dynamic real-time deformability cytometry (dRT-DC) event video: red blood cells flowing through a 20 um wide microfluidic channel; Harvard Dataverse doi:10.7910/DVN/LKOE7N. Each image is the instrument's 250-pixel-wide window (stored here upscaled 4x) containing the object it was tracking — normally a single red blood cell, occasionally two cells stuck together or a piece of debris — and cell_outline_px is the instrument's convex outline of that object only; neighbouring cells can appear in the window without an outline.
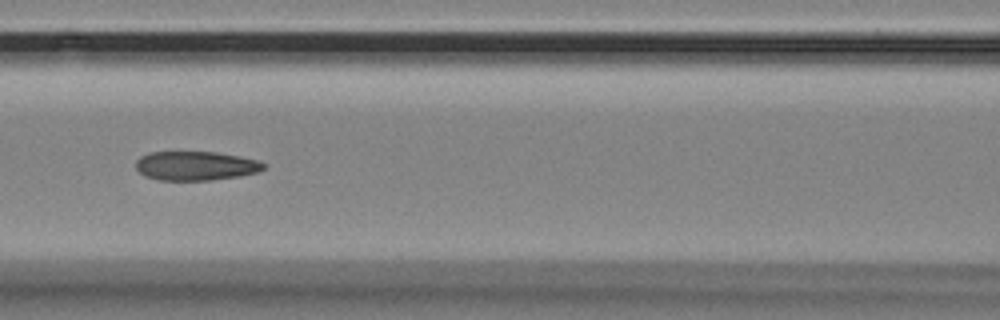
{"species": "Egyptian fruit bat (a non-hibernating species)", "species_latin": "Rousettus aegyptiacus", "temperature_condition": "room temperature", "stored_images_in_passage": 8, "camera_frame_rate_fps": 3000, "um_per_image_px": 0.085, "animal": {"sex": "female"}, "frame": {"image": 1, "passage_image": 8, "time_ms": 2.333, "image_size_px": [1000, 320], "cell_outline_px": [[264, 168], [260, 172], [240, 176], [212, 180], [160, 180], [144, 176], [136, 168], [136, 160], [140, 156], [148, 152], [216, 152], [240, 156], [260, 160], [264, 164]], "centroid_in_image_um": [16.65, 14.09], "position_along_channel_um": 150.0, "area_um2": 21.85}}